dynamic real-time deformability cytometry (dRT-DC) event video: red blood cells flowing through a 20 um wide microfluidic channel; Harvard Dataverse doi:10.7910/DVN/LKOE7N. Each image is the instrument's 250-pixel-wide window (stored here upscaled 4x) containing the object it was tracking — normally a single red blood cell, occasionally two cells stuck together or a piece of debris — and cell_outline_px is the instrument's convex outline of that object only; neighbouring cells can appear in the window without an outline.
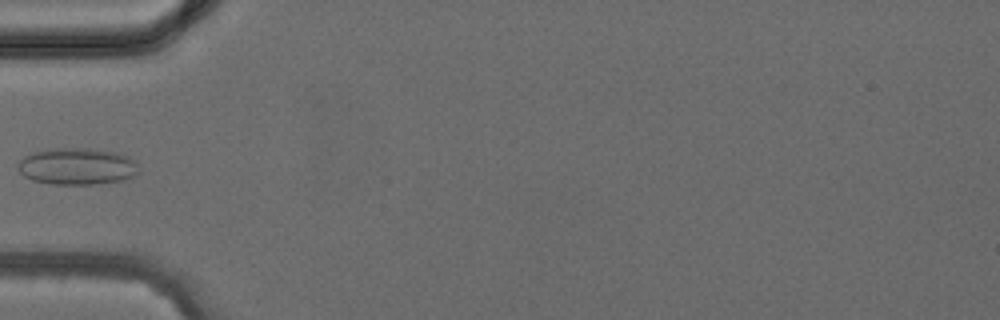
{"species": "common noctule bat (a hibernating species)", "species_latin": "Nyctalus noctula", "temperature_condition": "cold", "stored_images_in_passage": 4, "camera_frame_rate_fps": 3000, "um_per_image_px": 0.085, "animal": {"sex": "female", "body_mass_g": 24.6, "forearm_length_mm": 56.2}, "frame": {"image": 1, "passage_image": 4, "time_ms": 4.333, "image_size_px": [1000, 320], "cell_outline_px": [[140, 172], [136, 176], [124, 180], [92, 184], [52, 184], [32, 180], [24, 176], [16, 168], [20, 160], [24, 156], [32, 152], [48, 148], [88, 148], [116, 152], [128, 156], [136, 160]], "centroid_in_image_um": [6.57, 14.13], "position_along_channel_um": 78.4, "area_um2": 26.3}}